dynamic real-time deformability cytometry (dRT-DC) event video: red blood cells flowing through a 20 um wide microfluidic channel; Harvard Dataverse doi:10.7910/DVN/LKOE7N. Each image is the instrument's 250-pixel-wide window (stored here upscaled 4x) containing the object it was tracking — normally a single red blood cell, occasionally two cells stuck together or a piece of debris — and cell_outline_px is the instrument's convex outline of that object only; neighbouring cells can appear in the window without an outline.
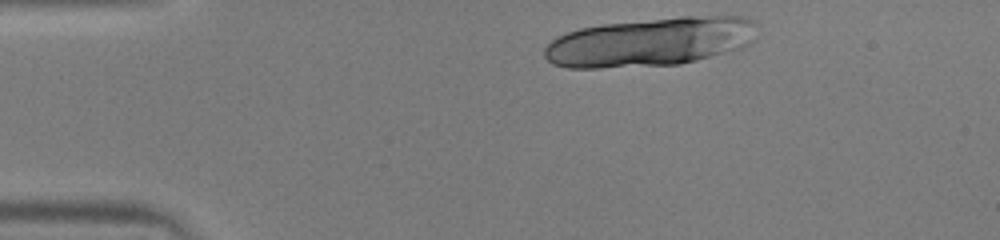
{"species": "human", "species_latin": "Homo sapiens", "temperature_condition": "warm", "stored_images_in_passage": 10, "camera_frame_rate_fps": 3000, "um_per_image_px": 0.085, "donor": {"sex": "male"}, "frame": {"image": 1, "passage_image": 1, "time_ms": 0.0, "image_size_px": [1000, 240], "cell_outline_px": [[756, 20], [752, 40], [744, 48], [680, 64], [600, 68], [568, 68], [552, 64], [544, 56], [544, 48], [556, 36], [580, 28], [600, 24], [680, 16], [744, 16]], "centroid_in_image_um": [55.27, 3.56], "position_along_channel_um": 29.7, "area_um2": 60.81}}